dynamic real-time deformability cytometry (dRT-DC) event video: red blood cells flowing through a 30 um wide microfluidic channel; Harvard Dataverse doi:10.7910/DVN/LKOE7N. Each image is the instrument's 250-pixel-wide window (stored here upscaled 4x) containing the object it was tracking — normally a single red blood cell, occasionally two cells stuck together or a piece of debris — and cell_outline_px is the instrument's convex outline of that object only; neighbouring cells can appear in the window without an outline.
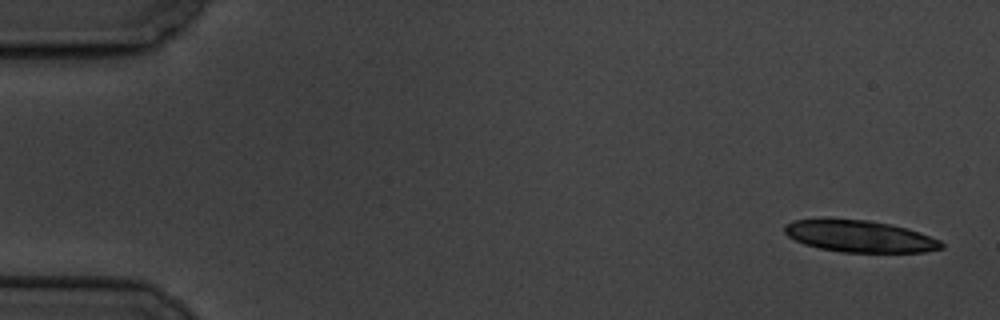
{"species": "common noctule bat (a hibernating species)", "species_latin": "Nyctalus noctula", "temperature_condition": "cold", "stored_images_in_passage": 7, "camera_frame_rate_fps": 3000, "um_per_image_px": 0.085, "animal": {"sex": "male", "body_mass_g": 19.5, "forearm_length_mm": 54.6}, "frame": {"image": 1, "passage_image": 1, "time_ms": 0.0, "image_size_px": [1000, 320], "cell_outline_px": [[944, 248], [924, 252], [840, 252], [820, 248], [804, 244], [788, 236], [784, 232], [784, 224], [792, 220], [868, 220], [908, 228], [920, 232], [940, 240], [944, 244]], "centroid_in_image_um": [73.11, 20.1], "position_along_channel_um": 11.9, "area_um2": 28.73}}
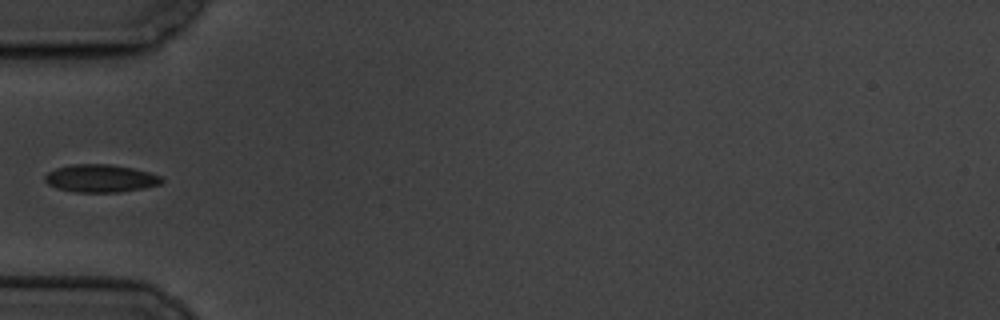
{"frame": {"image": 2, "passage_image": 6, "time_ms": 6.0, "image_size_px": [1000, 320], "cell_outline_px": [[164, 180], [160, 184], [120, 192], [76, 192], [56, 188], [48, 184], [44, 180], [44, 176], [48, 172], [56, 168], [72, 164], [108, 164], [132, 168], [164, 176]], "centroid_in_image_um": [8.54, 15.16], "position_along_channel_um": 76.5, "area_um2": 18.84}}
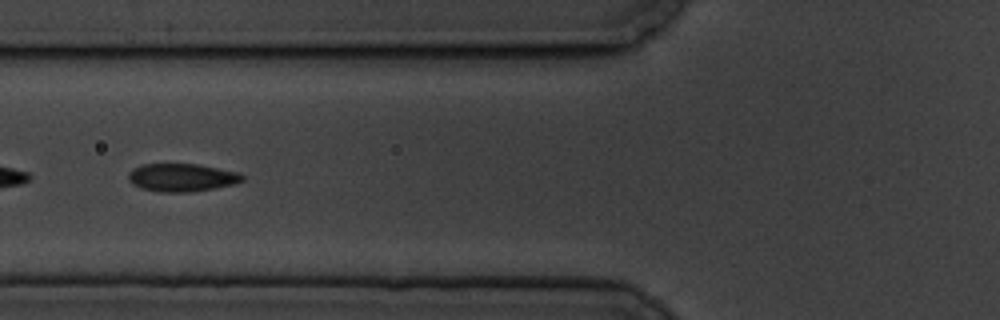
{"frame": {"image": 3, "passage_image": 7, "time_ms": 7.0, "image_size_px": [1000, 320], "cell_outline_px": [[244, 180], [232, 184], [192, 192], [160, 192], [140, 188], [132, 184], [128, 180], [128, 172], [132, 168], [140, 164], [200, 164], [240, 172], [244, 176]], "centroid_in_image_um": [15.42, 15.08], "position_along_channel_um": 110.4, "area_um2": 18.79}}